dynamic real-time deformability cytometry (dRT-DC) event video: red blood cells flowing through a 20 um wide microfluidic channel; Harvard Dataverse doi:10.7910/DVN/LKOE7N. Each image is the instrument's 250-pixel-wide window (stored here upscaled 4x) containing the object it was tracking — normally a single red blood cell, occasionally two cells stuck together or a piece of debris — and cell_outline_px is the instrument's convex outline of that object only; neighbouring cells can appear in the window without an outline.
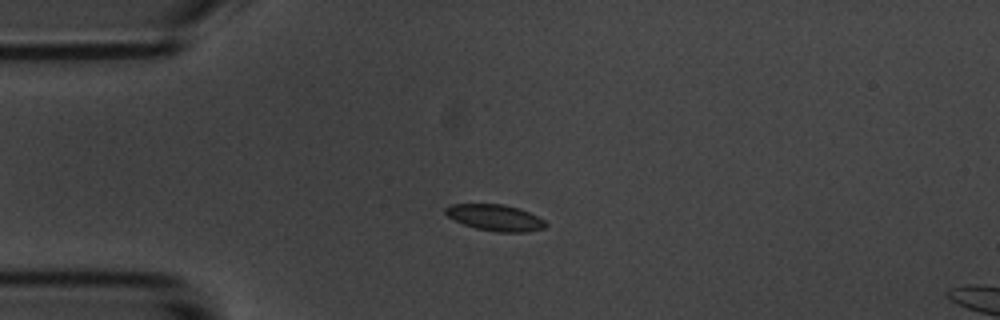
{"species": "common noctule bat (a hibernating species)", "species_latin": "Nyctalus noctula", "temperature_condition": "room temperature", "stored_images_in_passage": 4, "camera_frame_rate_fps": 3000, "um_per_image_px": 0.085, "animal": {"sex": "male", "body_mass_g": 20.1, "forearm_length_mm": 53.5}, "frame": {"image": 1, "passage_image": 3, "time_ms": 2.333, "image_size_px": [1000, 320], "cell_outline_px": [[548, 224], [544, 228], [528, 232], [496, 232], [476, 228], [464, 224], [448, 216], [444, 212], [444, 208], [452, 204], [504, 204], [520, 208], [544, 220]], "centroid_in_image_um": [42.11, 18.5], "position_along_channel_um": 42.9, "area_um2": 15.32}}